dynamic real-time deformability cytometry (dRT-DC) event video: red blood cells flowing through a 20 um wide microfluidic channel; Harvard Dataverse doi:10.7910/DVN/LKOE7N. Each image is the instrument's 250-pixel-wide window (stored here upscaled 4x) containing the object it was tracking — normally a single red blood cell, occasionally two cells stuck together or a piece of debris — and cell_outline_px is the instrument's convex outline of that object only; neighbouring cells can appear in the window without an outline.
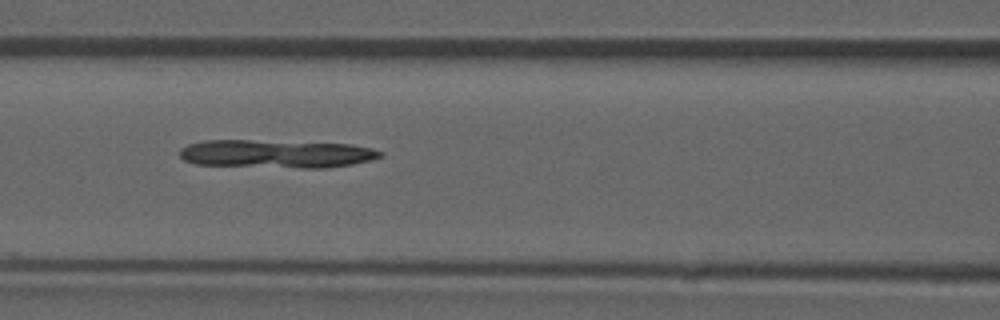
{"species": "common noctule bat (a hibernating species)", "species_latin": "Nyctalus noctula", "temperature_condition": "room temperature", "stored_images_in_passage": 51, "camera_frame_rate_fps": 3000, "um_per_image_px": 0.085, "animal": {"sex": "male", "forearm_length_mm": 52.5}, "frame": {"image": 1, "passage_image": 22, "time_ms": 7.0, "image_size_px": [1000, 320], "cell_outline_px": [[380, 156], [368, 160], [348, 164], [316, 168], [312, 168], [200, 164], [184, 160], [180, 156], [180, 152], [188, 144], [212, 140], [248, 140], [344, 144], [368, 148], [380, 152]], "centroid_in_image_um": [23.39, 13.07], "position_along_channel_um": 143.2, "area_um2": 31.56}}